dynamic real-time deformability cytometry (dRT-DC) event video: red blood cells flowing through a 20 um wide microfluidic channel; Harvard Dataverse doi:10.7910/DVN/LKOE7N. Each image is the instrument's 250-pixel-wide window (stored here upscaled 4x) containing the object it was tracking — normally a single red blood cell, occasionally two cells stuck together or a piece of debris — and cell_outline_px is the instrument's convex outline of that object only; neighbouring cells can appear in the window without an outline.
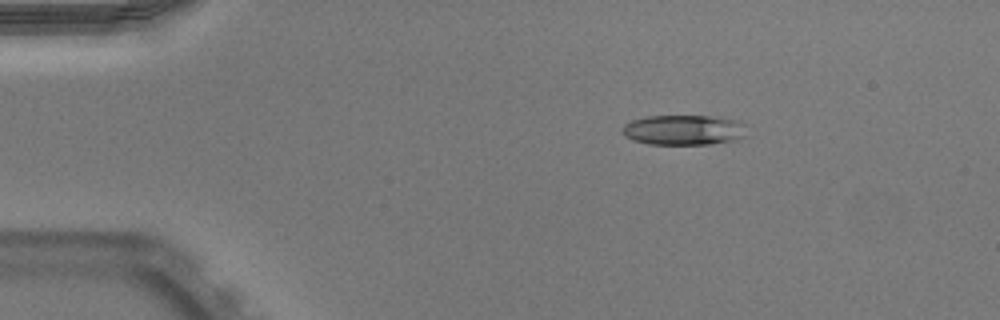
{"species": "Egyptian fruit bat (a non-hibernating species)", "species_latin": "Rousettus aegyptiacus", "temperature_condition": "warm", "stored_images_in_passage": 51, "camera_frame_rate_fps": 3000, "um_per_image_px": 0.085, "animal": {"sex": "male"}, "frame": {"image": 1, "passage_image": 8, "time_ms": 2.333, "image_size_px": [1000, 320], "cell_outline_px": [[744, 136], [736, 140], [712, 144], [648, 144], [632, 140], [624, 136], [624, 124], [632, 120], [648, 116], [716, 116], [740, 120], [744, 124]], "centroid_in_image_um": [58.14, 11.04], "position_along_channel_um": 26.9, "area_um2": 21.91}}
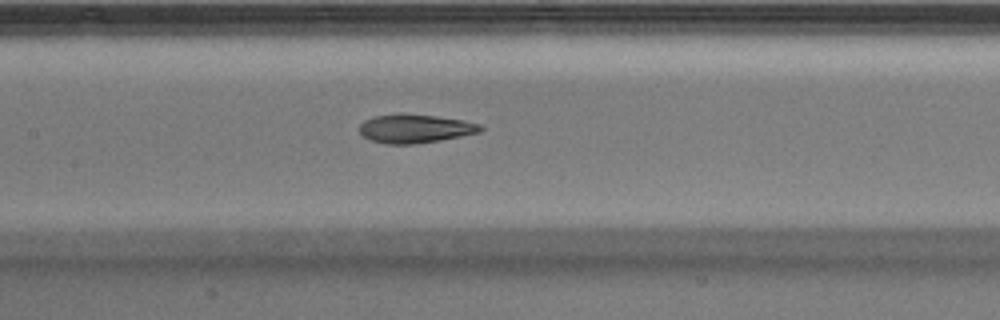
{"frame": {"image": 2, "passage_image": 24, "time_ms": 7.667, "image_size_px": [1000, 320], "cell_outline_px": [[484, 128], [480, 132], [440, 140], [412, 144], [384, 144], [372, 140], [364, 136], [360, 132], [360, 124], [364, 120], [372, 116], [400, 112], [404, 112], [436, 116], [464, 120], [480, 124]], "centroid_in_image_um": [35.26, 10.9], "position_along_channel_um": 172.1, "area_um2": 20.46}}
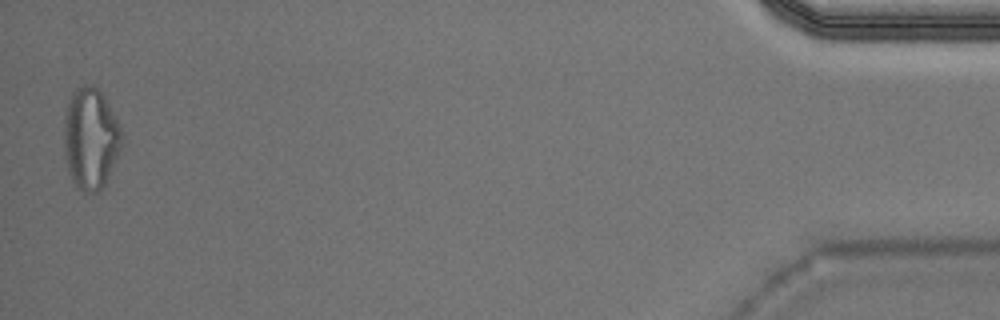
{"frame": {"image": 3, "passage_image": 50, "time_ms": 16.333, "image_size_px": [1000, 320], "cell_outline_px": [[124, 136], [120, 148], [108, 176], [104, 184], [96, 192], [84, 192], [76, 188], [68, 172], [64, 152], [64, 116], [72, 92], [76, 88], [84, 84], [96, 88], [104, 96]], "centroid_in_image_um": [7.67, 11.78], "position_along_channel_um": 427.5, "area_um2": 33.81}, "authors_computed_cell_mechanics": {"area_um2": 21.6172, "velocity_mm_per_s": 3.9472, "shape_relaxation_time_tau1_ms": 5.1587, "shape_relaxation_time_tau2_ms": 1.7939, "deformation_change_tau1": 0.2124, "deformation_change_tau2": 0.0958}}